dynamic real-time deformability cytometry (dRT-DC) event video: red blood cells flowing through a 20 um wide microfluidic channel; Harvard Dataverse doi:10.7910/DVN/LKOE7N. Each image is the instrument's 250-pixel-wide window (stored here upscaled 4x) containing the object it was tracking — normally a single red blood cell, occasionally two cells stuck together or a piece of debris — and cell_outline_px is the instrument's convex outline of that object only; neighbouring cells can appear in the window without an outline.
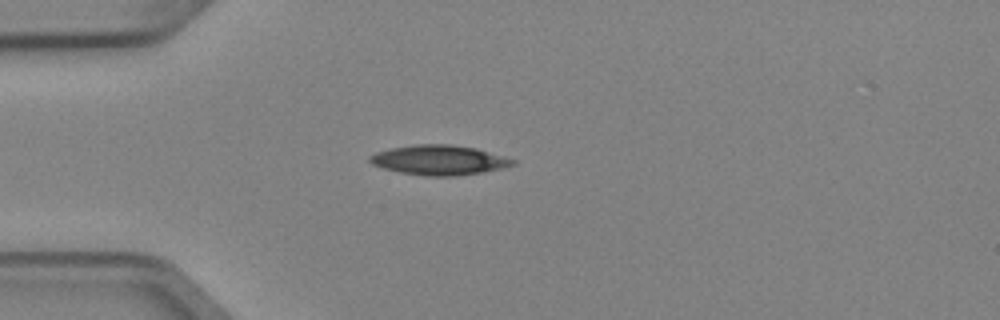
{"species": "Egyptian fruit bat (a non-hibernating species)", "species_latin": "Rousettus aegyptiacus", "temperature_condition": "cold", "stored_images_in_passage": 3, "camera_frame_rate_fps": 3000, "um_per_image_px": 0.085, "animal": {"sex": "female"}, "frame": {"image": 1, "passage_image": 2, "time_ms": 0.333, "image_size_px": [1000, 320], "cell_outline_px": [[516, 164], [484, 172], [456, 176], [424, 176], [400, 172], [384, 168], [372, 164], [368, 160], [368, 156], [376, 152], [392, 148], [416, 144], [452, 144], [476, 148], [504, 156], [516, 160]], "centroid_in_image_um": [37.33, 13.6], "position_along_channel_um": 47.7, "area_um2": 24.85}}